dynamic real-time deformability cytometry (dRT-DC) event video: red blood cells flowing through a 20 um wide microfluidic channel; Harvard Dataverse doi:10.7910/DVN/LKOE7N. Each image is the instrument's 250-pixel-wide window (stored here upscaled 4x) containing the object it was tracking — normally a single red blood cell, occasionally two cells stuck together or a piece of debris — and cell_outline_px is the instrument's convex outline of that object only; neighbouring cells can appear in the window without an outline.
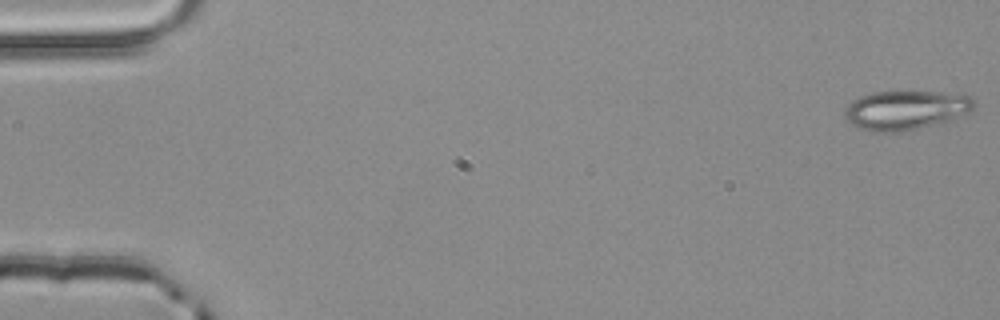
{"species": "common noctule bat (a hibernating species)", "species_latin": "Nyctalus noctula", "temperature_condition": "room temperature", "stored_images_in_passage": 4, "camera_frame_rate_fps": 3000, "um_per_image_px": 0.085, "animal": {"sex": "male", "body_mass_g": 20.4}, "frame": {"image": 1, "passage_image": 1, "time_ms": 0.0, "image_size_px": [1000, 320], "cell_outline_px": [[976, 104], [972, 112], [944, 124], [900, 132], [872, 132], [856, 128], [844, 116], [844, 108], [852, 100], [860, 96], [872, 92], [952, 92], [972, 96]], "centroid_in_image_um": [77.05, 9.37], "position_along_channel_um": 7.9, "area_um2": 30.52}}